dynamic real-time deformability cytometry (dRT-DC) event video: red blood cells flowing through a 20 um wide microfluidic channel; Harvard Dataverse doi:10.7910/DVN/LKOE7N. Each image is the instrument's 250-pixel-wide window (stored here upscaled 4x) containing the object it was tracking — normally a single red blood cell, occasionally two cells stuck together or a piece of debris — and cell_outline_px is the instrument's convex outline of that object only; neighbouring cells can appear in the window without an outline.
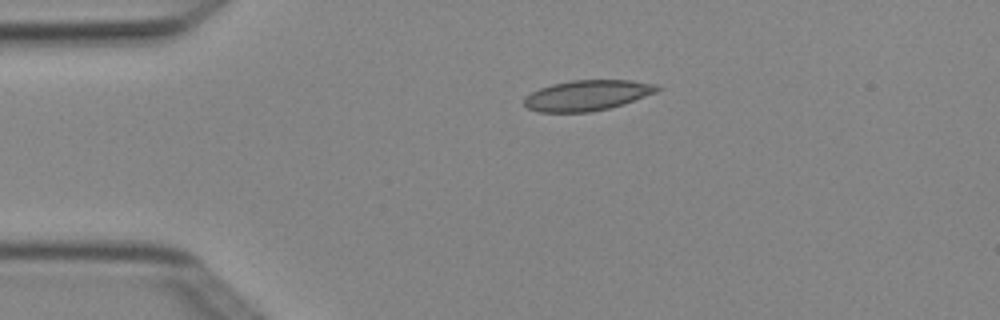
{"species": "Egyptian fruit bat (a non-hibernating species)", "species_latin": "Rousettus aegyptiacus", "temperature_condition": "cold", "stored_images_in_passage": 2, "camera_frame_rate_fps": 3000, "um_per_image_px": 0.085, "animal": {"sex": "female"}, "frame": {"image": 1, "passage_image": 1, "time_ms": 0.0, "image_size_px": [1000, 320], "cell_outline_px": [[660, 88], [656, 92], [624, 104], [608, 108], [588, 112], [540, 112], [528, 108], [524, 104], [524, 96], [540, 88], [552, 84], [572, 80], [632, 80], [660, 84]], "centroid_in_image_um": [49.93, 8.09], "position_along_channel_um": 35.1, "area_um2": 23.64}}